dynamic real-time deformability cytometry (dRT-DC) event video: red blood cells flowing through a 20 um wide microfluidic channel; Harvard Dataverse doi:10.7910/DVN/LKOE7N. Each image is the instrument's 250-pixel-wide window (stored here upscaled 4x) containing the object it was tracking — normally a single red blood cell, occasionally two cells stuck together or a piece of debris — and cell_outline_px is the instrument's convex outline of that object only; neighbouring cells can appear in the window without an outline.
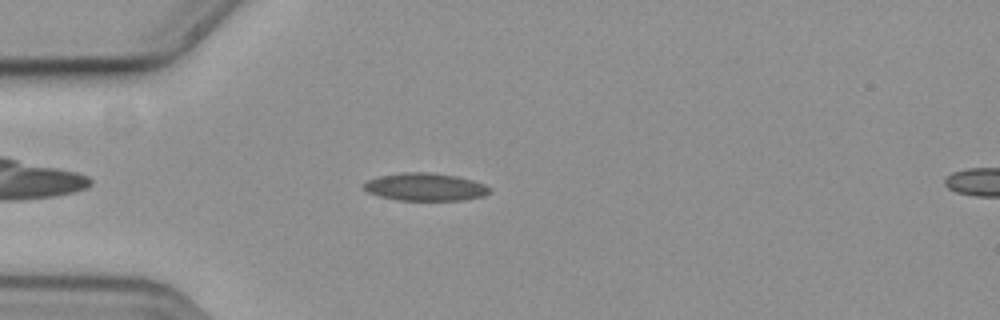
{"species": "common noctule bat (a hibernating species)", "species_latin": "Nyctalus noctula", "temperature_condition": "cold", "stored_images_in_passage": 48, "camera_frame_rate_fps": 3000, "um_per_image_px": 0.085, "animal": {"sex": "female", "body_mass_g": 19.3, "forearm_length_mm": 54.1}, "frame": {"image": 1, "passage_image": 7, "time_ms": 2.0, "image_size_px": [1000, 320], "cell_outline_px": [[492, 192], [484, 196], [464, 200], [396, 200], [380, 196], [368, 192], [364, 188], [364, 184], [368, 180], [380, 176], [404, 172], [428, 172], [456, 176], [484, 184], [492, 188]], "centroid_in_image_um": [36.18, 15.9], "position_along_channel_um": 48.8, "area_um2": 20.23}}
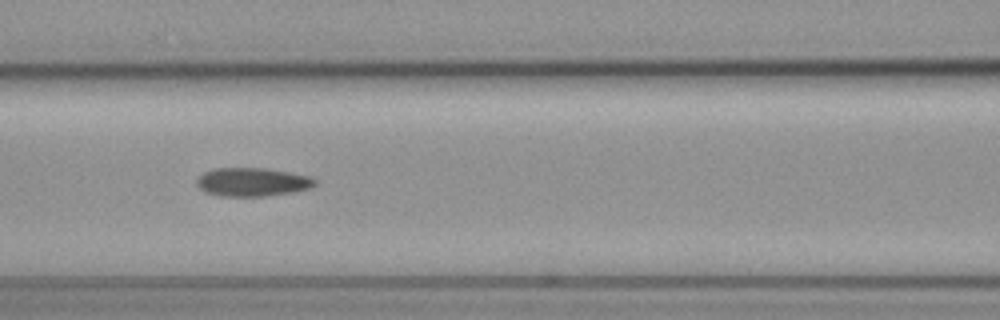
{"frame": {"image": 2, "passage_image": 16, "time_ms": 5.0, "image_size_px": [1000, 320], "cell_outline_px": [[316, 184], [312, 188], [292, 192], [264, 196], [220, 196], [204, 192], [196, 184], [196, 180], [204, 172], [212, 168], [264, 168], [288, 172], [308, 176], [316, 180]], "centroid_in_image_um": [21.42, 15.47], "position_along_channel_um": 145.2, "area_um2": 19.65}}
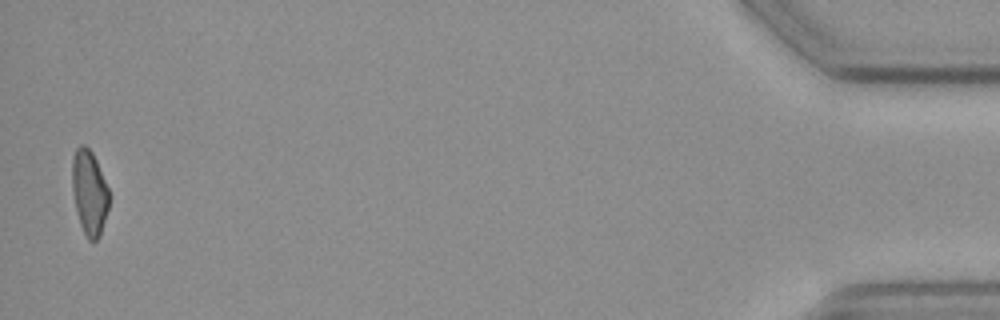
{"frame": {"image": 3, "passage_image": 47, "time_ms": 15.333, "image_size_px": [1000, 320], "cell_outline_px": [[108, 208], [100, 236], [96, 240], [88, 240], [80, 224], [76, 208], [72, 188], [72, 156], [76, 148], [80, 144], [84, 144], [92, 152], [96, 160], [108, 188]], "centroid_in_image_um": [7.58, 16.33], "position_along_channel_um": 427.6, "area_um2": 18.03}, "authors_computed_cell_mechanics": {"area_um2": 19.4208, "velocity_mm_per_s": 3.6786, "shape_relaxation_time_tau1_ms": 7.3255, "shape_relaxation_time_tau2_ms": 4.4544, "deformation_change_tau1": 0.1714, "deformation_change_tau2": 0.1116}}